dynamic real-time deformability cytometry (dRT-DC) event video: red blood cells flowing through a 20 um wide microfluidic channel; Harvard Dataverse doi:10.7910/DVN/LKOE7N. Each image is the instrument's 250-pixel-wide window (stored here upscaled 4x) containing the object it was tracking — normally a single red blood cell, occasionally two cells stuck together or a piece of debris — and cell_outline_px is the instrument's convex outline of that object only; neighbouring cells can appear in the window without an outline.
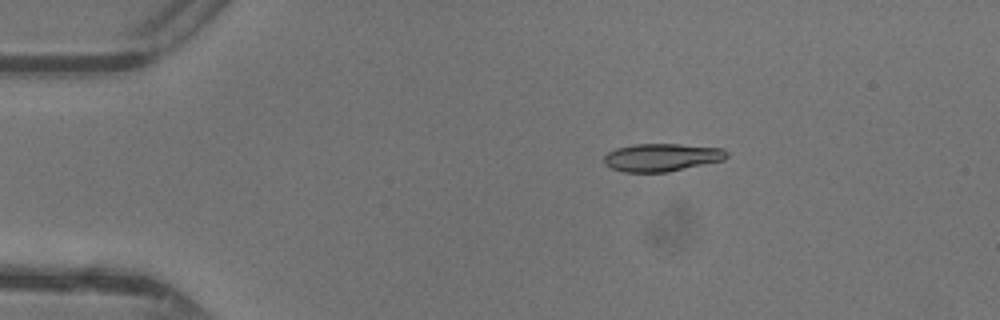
{"species": "common noctule bat (a hibernating species)", "species_latin": "Nyctalus noctula", "temperature_condition": "warm", "stored_images_in_passage": 39, "camera_frame_rate_fps": 3000, "um_per_image_px": 0.085, "animal": {"sex": "female"}, "frame": {"image": 1, "passage_image": 1, "time_ms": 0.0, "image_size_px": [1000, 320], "cell_outline_px": [[728, 156], [724, 160], [668, 172], [624, 172], [612, 168], [604, 164], [604, 156], [608, 152], [616, 148], [636, 144], [680, 144], [724, 148], [728, 152]], "centroid_in_image_um": [56.27, 13.37], "position_along_channel_um": 28.7, "area_um2": 20.0}}
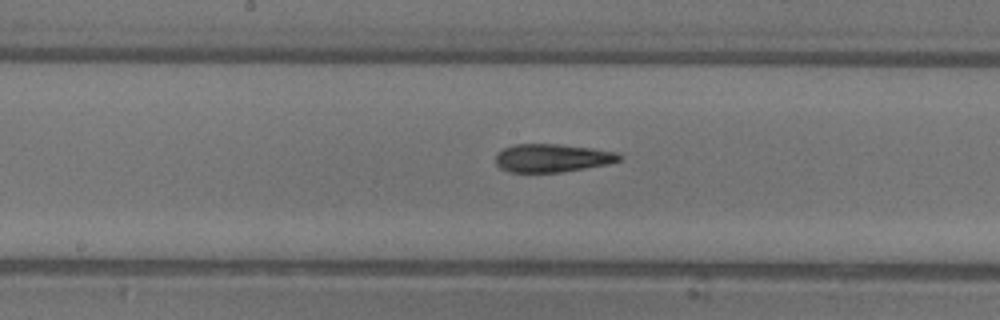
{"frame": {"image": 2, "passage_image": 17, "time_ms": 5.333, "image_size_px": [1000, 320], "cell_outline_px": [[624, 156], [620, 160], [608, 164], [560, 172], [508, 172], [500, 168], [496, 164], [496, 156], [504, 148], [512, 144], [560, 144], [592, 148], [616, 152]], "centroid_in_image_um": [46.94, 13.42], "position_along_channel_um": 201.3, "area_um2": 20.29}}
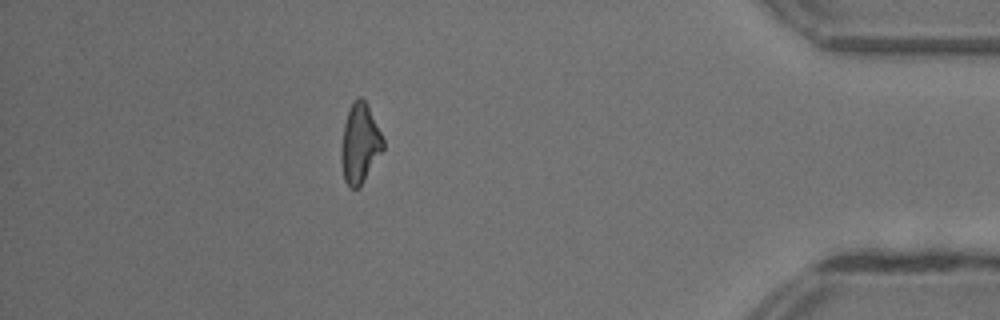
{"frame": {"image": 3, "passage_image": 34, "time_ms": 11.0, "image_size_px": [1000, 320], "cell_outline_px": [[384, 148], [360, 188], [352, 188], [344, 180], [340, 160], [340, 148], [344, 124], [352, 100], [356, 96], [360, 96], [364, 100], [384, 140]], "centroid_in_image_um": [30.56, 12.22], "position_along_channel_um": 404.6, "area_um2": 19.36}, "authors_computed_cell_mechanics": {"area_um2": 20.1144, "velocity_mm_per_s": 4.4122, "shape_relaxation_time_tau1_ms": 6.0554, "shape_relaxation_time_tau2_ms": 3.1798, "deformation_change_tau1": 0.2102, "deformation_change_tau2": 0.1252}}